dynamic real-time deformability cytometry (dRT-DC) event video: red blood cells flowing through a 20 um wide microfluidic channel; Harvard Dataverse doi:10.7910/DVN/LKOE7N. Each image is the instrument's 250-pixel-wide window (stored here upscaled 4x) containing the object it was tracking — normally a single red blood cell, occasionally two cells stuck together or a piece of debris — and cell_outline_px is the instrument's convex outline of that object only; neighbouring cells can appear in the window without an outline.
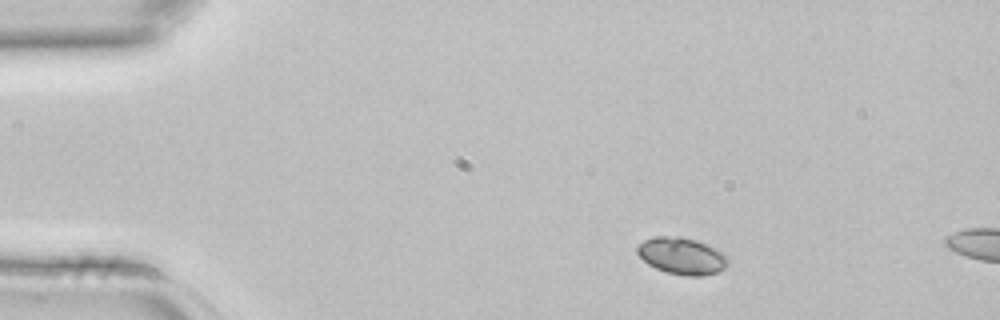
{"species": "common noctule bat (a hibernating species)", "species_latin": "Nyctalus noctula", "temperature_condition": "room temperature", "stored_images_in_passage": 2, "camera_frame_rate_fps": 3000, "um_per_image_px": 0.085, "animal": {"sex": "female", "body_mass_g": 22.7, "forearm_length_mm": 54.2}, "frame": {"image": 1, "passage_image": 1, "time_ms": 0.0, "image_size_px": [1000, 320], "cell_outline_px": [[728, 264], [724, 268], [716, 272], [700, 276], [684, 276], [668, 272], [656, 268], [648, 264], [636, 252], [636, 244], [644, 240], [656, 236], [680, 236], [696, 240], [724, 252], [728, 256]], "centroid_in_image_um": [57.95, 21.74], "position_along_channel_um": 27.1, "area_um2": 19.54}}